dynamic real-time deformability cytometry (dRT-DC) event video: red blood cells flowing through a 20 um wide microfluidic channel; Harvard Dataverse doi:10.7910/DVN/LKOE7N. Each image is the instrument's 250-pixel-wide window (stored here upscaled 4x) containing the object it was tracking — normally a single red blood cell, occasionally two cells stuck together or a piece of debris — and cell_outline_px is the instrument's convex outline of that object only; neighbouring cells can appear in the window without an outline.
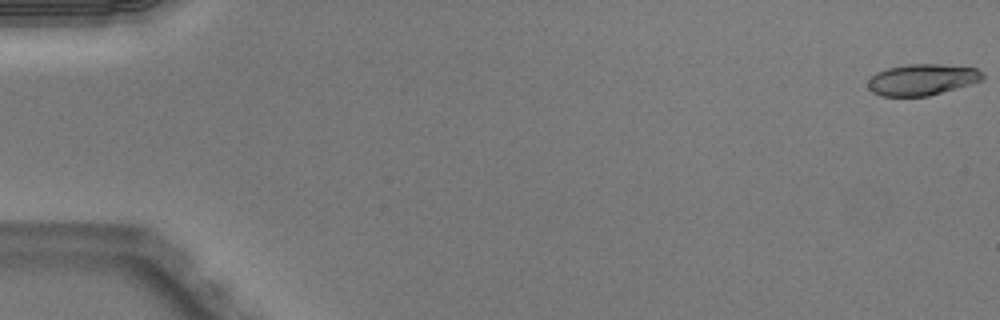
{"species": "Egyptian fruit bat (a non-hibernating species)", "species_latin": "Rousettus aegyptiacus", "temperature_condition": "warm", "stored_images_in_passage": 13, "camera_frame_rate_fps": 3000, "um_per_image_px": 0.085, "animal": {"sex": "male"}, "frame": {"image": 1, "passage_image": 1, "time_ms": 0.0, "image_size_px": [1000, 320], "cell_outline_px": [[984, 80], [928, 96], [880, 96], [872, 92], [868, 88], [868, 80], [876, 72], [888, 68], [908, 64], [940, 64], [976, 68], [984, 72]], "centroid_in_image_um": [78.38, 6.76], "position_along_channel_um": 6.6, "area_um2": 20.92}}